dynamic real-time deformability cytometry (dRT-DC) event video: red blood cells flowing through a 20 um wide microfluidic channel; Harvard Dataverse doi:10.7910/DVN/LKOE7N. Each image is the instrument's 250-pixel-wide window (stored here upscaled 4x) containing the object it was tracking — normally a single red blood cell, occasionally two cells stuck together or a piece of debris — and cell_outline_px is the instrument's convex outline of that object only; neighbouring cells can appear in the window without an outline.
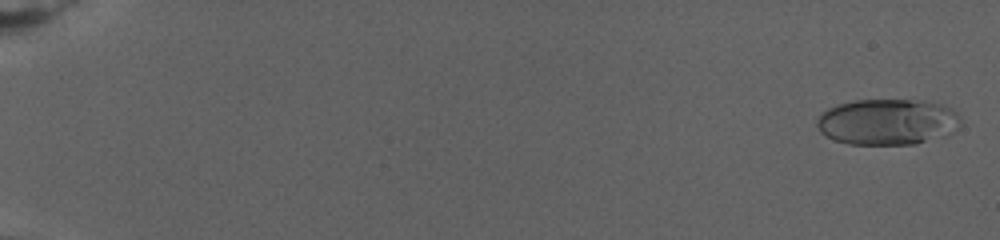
{"species": "human", "species_latin": "Homo sapiens", "temperature_condition": "warm", "stored_images_in_passage": 60, "camera_frame_rate_fps": 3000, "um_per_image_px": 0.085, "donor": {"sex": "female"}, "frame": {"image": 1, "passage_image": 1, "time_ms": 0.0, "image_size_px": [1000, 240], "cell_outline_px": [[956, 116], [932, 136], [916, 144], [848, 144], [836, 140], [820, 132], [816, 124], [816, 120], [820, 112], [836, 104], [856, 100], [928, 100], [944, 104], [952, 108], [956, 112]], "centroid_in_image_um": [75.16, 10.31], "position_along_channel_um": 9.8, "area_um2": 36.82}}
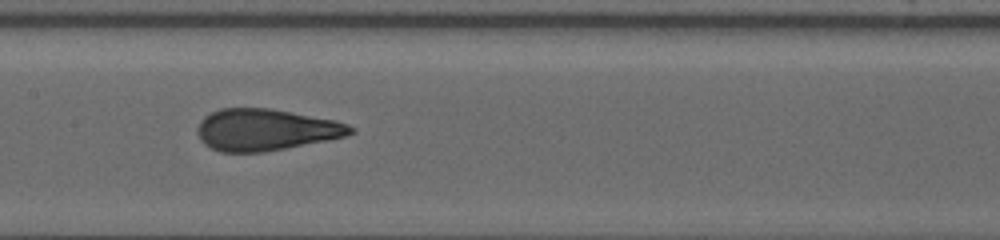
{"frame": {"image": 2, "passage_image": 26, "time_ms": 13.667, "image_size_px": [1000, 240], "cell_outline_px": [[356, 132], [344, 136], [328, 140], [284, 148], [260, 152], [220, 152], [204, 144], [200, 140], [196, 132], [196, 128], [200, 120], [204, 116], [220, 108], [272, 108], [336, 120], [348, 124], [356, 128]], "centroid_in_image_um": [22.57, 11.02], "position_along_channel_um": 184.8, "area_um2": 37.34}}
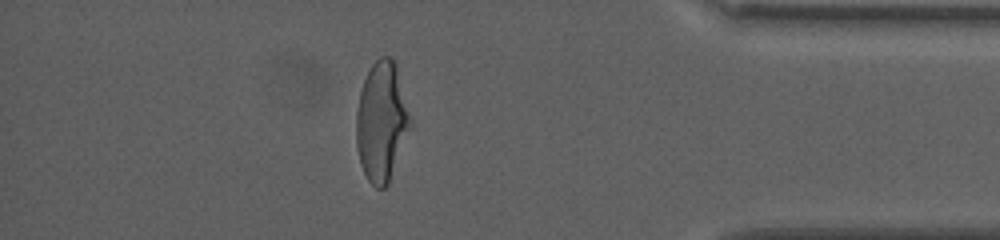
{"frame": {"image": 3, "passage_image": 51, "time_ms": 22.667, "image_size_px": [1000, 240], "cell_outline_px": [[412, 124], [388, 184], [384, 188], [376, 188], [368, 180], [360, 164], [356, 144], [356, 112], [360, 92], [364, 80], [372, 64], [380, 56], [392, 56], [396, 60], [412, 120]], "centroid_in_image_um": [32.45, 10.29], "position_along_channel_um": 402.7, "area_um2": 37.97}, "authors_computed_cell_mechanics": {"area_um2": 36.8186, "velocity_mm_per_s": 2.7199, "shape_relaxation_time_tau1_ms": 7.9432, "shape_relaxation_time_tau2_ms": null, "deformation_change_tau1": 0.261, "deformation_change_tau2": null}}